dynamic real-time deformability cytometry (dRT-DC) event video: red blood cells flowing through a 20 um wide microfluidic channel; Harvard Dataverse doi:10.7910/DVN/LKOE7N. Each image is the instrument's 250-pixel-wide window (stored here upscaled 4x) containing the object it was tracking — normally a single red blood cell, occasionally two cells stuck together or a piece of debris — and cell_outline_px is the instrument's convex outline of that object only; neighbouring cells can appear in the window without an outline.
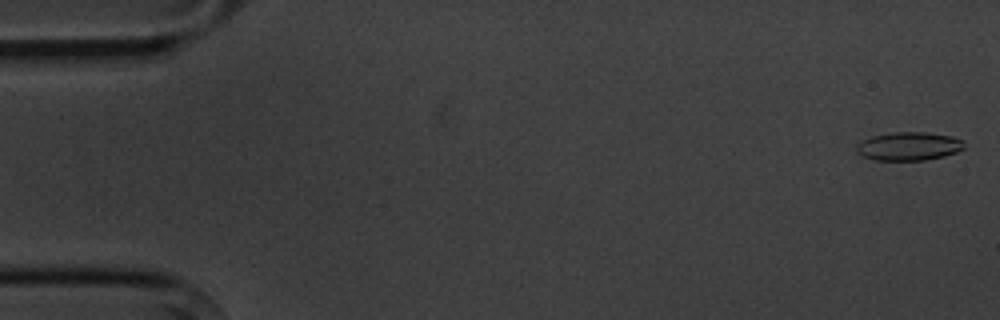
{"species": "common noctule bat (a hibernating species)", "species_latin": "Nyctalus noctula", "temperature_condition": "cold", "stored_images_in_passage": 6, "camera_frame_rate_fps": 3000, "um_per_image_px": 0.085, "animal": {"sex": "male", "body_mass_g": 20.1, "forearm_length_mm": 53.5}, "frame": {"image": 1, "passage_image": 1, "time_ms": 0.0, "image_size_px": [1000, 320], "cell_outline_px": [[964, 148], [956, 152], [944, 156], [924, 160], [876, 160], [864, 156], [856, 152], [856, 144], [872, 136], [892, 132], [924, 132], [952, 136], [964, 140]], "centroid_in_image_um": [77.26, 12.42], "position_along_channel_um": 7.7, "area_um2": 17.8}}